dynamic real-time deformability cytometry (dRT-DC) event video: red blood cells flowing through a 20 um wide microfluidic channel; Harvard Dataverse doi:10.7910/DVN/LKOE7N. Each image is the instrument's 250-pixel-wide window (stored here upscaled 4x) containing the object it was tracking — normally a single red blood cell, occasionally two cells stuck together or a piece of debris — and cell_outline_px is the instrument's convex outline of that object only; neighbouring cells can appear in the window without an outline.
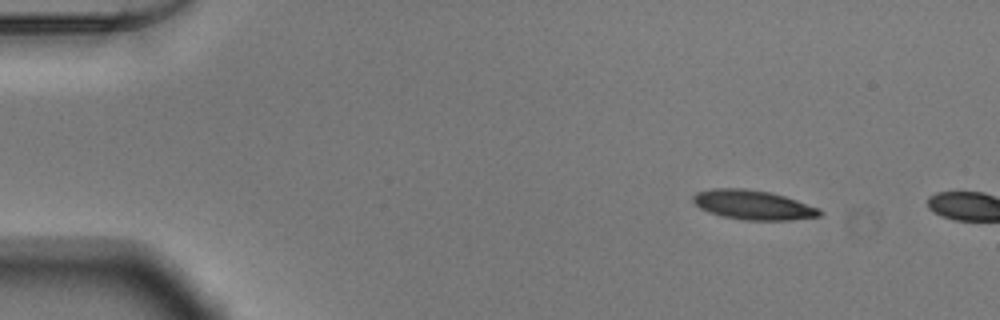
{"species": "Egyptian fruit bat (a non-hibernating species)", "species_latin": "Rousettus aegyptiacus", "temperature_condition": "warm", "stored_images_in_passage": 9, "camera_frame_rate_fps": 3000, "um_per_image_px": 0.085, "animal": {"sex": "male"}, "frame": {"image": 1, "passage_image": 6, "time_ms": 1.667, "image_size_px": [1000, 320], "cell_outline_px": [[824, 212], [820, 216], [792, 220], [744, 220], [720, 216], [708, 212], [700, 208], [692, 200], [692, 196], [696, 192], [712, 188], [744, 188], [768, 192], [784, 196], [796, 200], [816, 208]], "centroid_in_image_um": [63.96, 17.42], "position_along_channel_um": 21.0, "area_um2": 21.68}}